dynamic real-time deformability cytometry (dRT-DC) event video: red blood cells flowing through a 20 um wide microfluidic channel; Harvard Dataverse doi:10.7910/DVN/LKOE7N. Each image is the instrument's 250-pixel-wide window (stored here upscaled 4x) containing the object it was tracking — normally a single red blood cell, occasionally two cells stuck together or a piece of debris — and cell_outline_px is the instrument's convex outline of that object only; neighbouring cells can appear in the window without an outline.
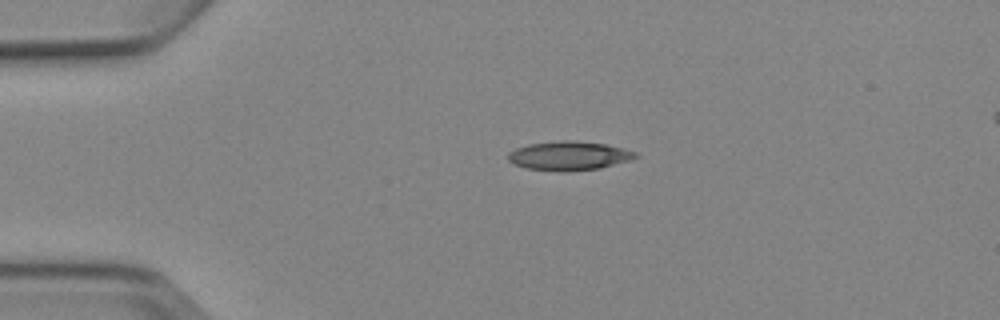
{"species": "Egyptian fruit bat (a non-hibernating species)", "species_latin": "Rousettus aegyptiacus", "temperature_condition": "cold", "stored_images_in_passage": 3, "segment_of_instrument_passage": [1, 2], "camera_frame_rate_fps": 3000, "um_per_image_px": 0.085, "animal": {"sex": "female"}, "frame": {"image": 1, "passage_image": 1, "time_ms": 0.0, "image_size_px": [1000, 320], "cell_outline_px": [[640, 156], [628, 160], [600, 168], [568, 172], [556, 172], [524, 168], [512, 164], [508, 160], [508, 152], [516, 148], [528, 144], [564, 140], [576, 140], [604, 144], [624, 148], [636, 152]], "centroid_in_image_um": [48.32, 13.25], "position_along_channel_um": 36.7, "area_um2": 21.79}}